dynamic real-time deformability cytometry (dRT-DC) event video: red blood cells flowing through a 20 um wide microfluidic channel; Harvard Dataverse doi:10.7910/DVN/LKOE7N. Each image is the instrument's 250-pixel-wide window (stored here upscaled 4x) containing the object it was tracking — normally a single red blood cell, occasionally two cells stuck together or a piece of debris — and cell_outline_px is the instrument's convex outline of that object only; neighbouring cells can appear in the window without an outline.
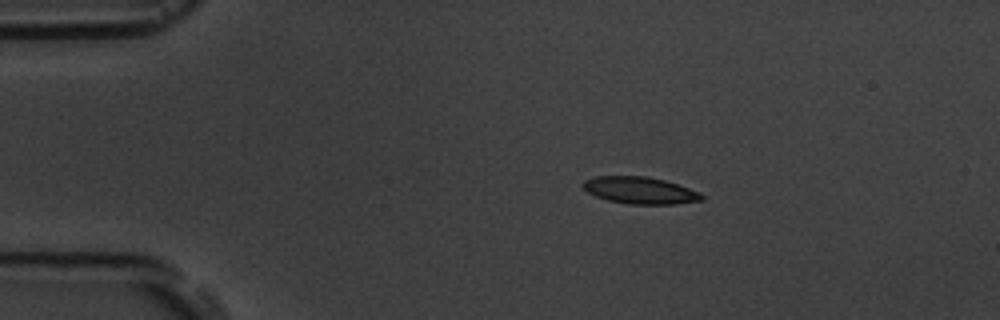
{"species": "common noctule bat (a hibernating species)", "species_latin": "Nyctalus noctula", "temperature_condition": "room temperature", "stored_images_in_passage": 5, "camera_frame_rate_fps": 3000, "um_per_image_px": 0.085, "animal": {"sex": "male", "body_mass_g": 19.5, "forearm_length_mm": 54.6}, "frame": {"image": 1, "passage_image": 3, "time_ms": 2.333, "image_size_px": [1000, 320], "cell_outline_px": [[704, 200], [676, 204], [628, 204], [608, 200], [596, 196], [588, 192], [580, 184], [584, 180], [596, 176], [644, 176], [664, 180], [700, 192], [704, 196]], "centroid_in_image_um": [54.39, 16.18], "position_along_channel_um": 30.6, "area_um2": 18.61}}